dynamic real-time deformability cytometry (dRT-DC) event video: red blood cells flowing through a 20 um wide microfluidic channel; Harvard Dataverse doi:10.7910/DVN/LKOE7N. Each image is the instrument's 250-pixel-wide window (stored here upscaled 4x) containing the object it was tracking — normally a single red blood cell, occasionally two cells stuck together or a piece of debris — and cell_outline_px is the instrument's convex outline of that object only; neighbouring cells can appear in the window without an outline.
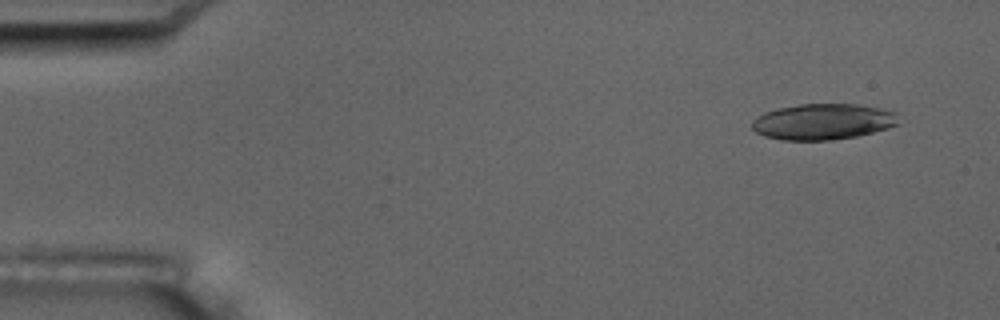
{"species": "common noctule bat (a hibernating species)", "species_latin": "Nyctalus noctula", "temperature_condition": "room temperature", "stored_images_in_passage": 6, "camera_frame_rate_fps": 3000, "um_per_image_px": 0.085, "animal": {"sex": "male", "body_mass_g": 17.5, "forearm_length_mm": 52.3}, "frame": {"image": 1, "passage_image": 1, "time_ms": 0.0, "image_size_px": [1000, 320], "cell_outline_px": [[900, 124], [888, 128], [856, 136], [828, 140], [780, 140], [764, 136], [756, 132], [752, 128], [752, 120], [764, 112], [776, 108], [800, 104], [856, 104], [896, 112]], "centroid_in_image_um": [69.92, 10.34], "position_along_channel_um": 15.1, "area_um2": 30.69}}